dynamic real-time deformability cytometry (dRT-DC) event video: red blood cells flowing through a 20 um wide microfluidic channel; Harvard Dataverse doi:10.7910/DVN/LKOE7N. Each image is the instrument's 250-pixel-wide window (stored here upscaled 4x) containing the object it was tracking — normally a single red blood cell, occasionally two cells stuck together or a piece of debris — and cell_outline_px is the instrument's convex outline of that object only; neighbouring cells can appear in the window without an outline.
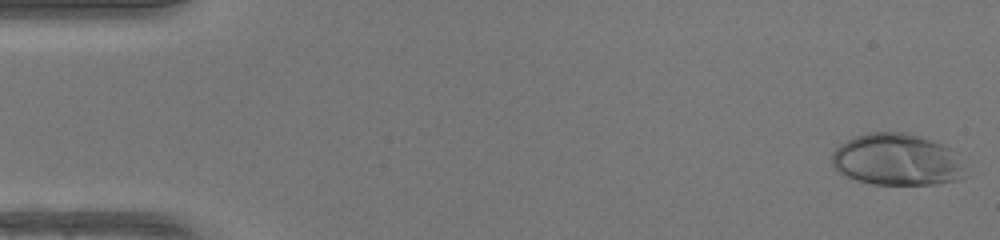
{"species": "human", "species_latin": "Homo sapiens", "temperature_condition": "warm", "stored_images_in_passage": 48, "camera_frame_rate_fps": 3000, "um_per_image_px": 0.085, "donor": {"sex": "female"}, "frame": {"image": 1, "passage_image": 1, "time_ms": 0.0, "image_size_px": [1000, 240], "cell_outline_px": [[964, 176], [956, 180], [932, 184], [872, 184], [856, 180], [840, 172], [832, 164], [832, 152], [840, 144], [856, 136], [868, 132], [904, 132], [920, 136], [932, 140], [952, 148], [956, 152], [964, 172]], "centroid_in_image_um": [76.23, 13.56], "position_along_channel_um": 8.8, "area_um2": 40.06}}
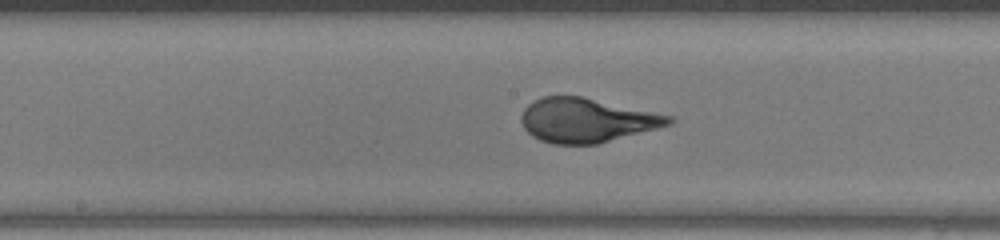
{"frame": {"image": 2, "passage_image": 25, "time_ms": 8.0, "image_size_px": [1000, 240], "cell_outline_px": [[676, 120], [672, 124], [596, 144], [552, 144], [540, 140], [532, 136], [524, 128], [520, 120], [520, 116], [524, 108], [528, 104], [544, 96], [580, 96], [672, 116]], "centroid_in_image_um": [49.83, 10.23], "position_along_channel_um": 198.4, "area_um2": 37.69}}
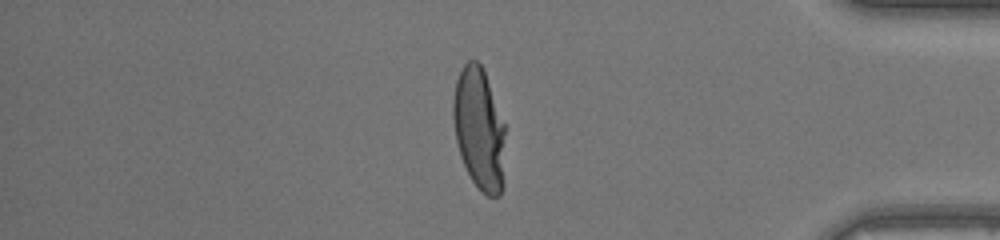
{"frame": {"image": 3, "passage_image": 41, "time_ms": 13.333, "image_size_px": [1000, 240], "cell_outline_px": [[504, 184], [500, 196], [488, 196], [480, 192], [472, 180], [460, 156], [456, 140], [452, 116], [452, 100], [456, 80], [464, 64], [468, 60], [476, 60], [484, 68], [504, 124]], "centroid_in_image_um": [40.72, 10.96], "position_along_channel_um": 394.5, "area_um2": 37.4}, "authors_computed_cell_mechanics": {"area_um2": 38.0324, "velocity_mm_per_s": 4.2514, "shape_relaxation_time_tau1_ms": 5.8591, "shape_relaxation_time_tau2_ms": null, "deformation_change_tau1": 0.3078, "deformation_change_tau2": null}}